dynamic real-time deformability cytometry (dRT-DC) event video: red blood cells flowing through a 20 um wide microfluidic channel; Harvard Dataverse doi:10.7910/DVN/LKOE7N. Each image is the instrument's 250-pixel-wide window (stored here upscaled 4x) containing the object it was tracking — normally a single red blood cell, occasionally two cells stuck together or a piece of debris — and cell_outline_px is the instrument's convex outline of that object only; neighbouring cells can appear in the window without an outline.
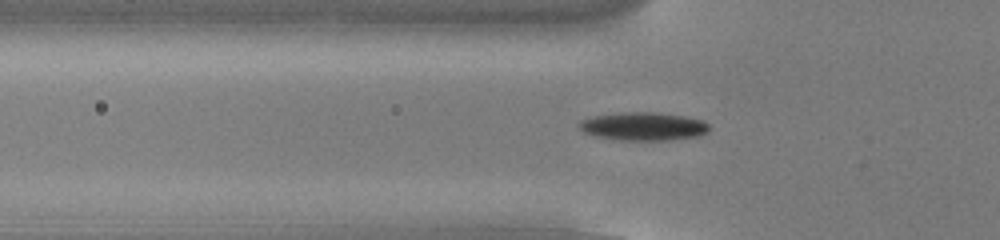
{"species": "common noctule bat (a hibernating species)", "species_latin": "Nyctalus noctula", "temperature_condition": "cold", "stored_images_in_passage": 51, "camera_frame_rate_fps": 3000, "um_per_image_px": 0.085, "animal": {"sex": "male", "body_mass_g": 13.0, "forearm_length_mm": 53.1}, "frame": {"image": 1, "passage_image": 19, "time_ms": 6.0, "image_size_px": [1000, 240], "cell_outline_px": [[708, 132], [700, 136], [668, 140], [620, 140], [596, 136], [584, 132], [580, 128], [580, 120], [596, 116], [624, 112], [656, 112], [684, 116], [704, 120], [708, 124]], "centroid_in_image_um": [54.74, 10.74], "position_along_channel_um": 71.1, "area_um2": 21.27}}
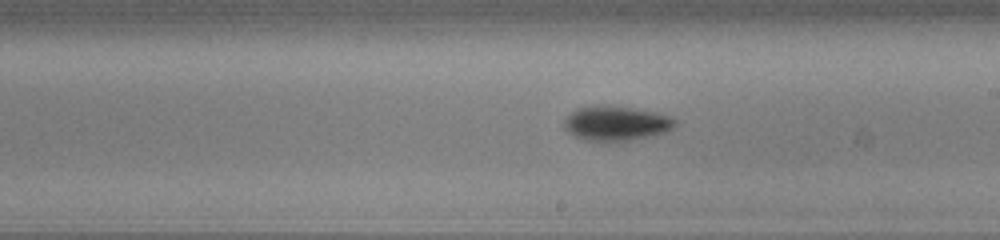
{"frame": {"image": 2, "passage_image": 32, "time_ms": 10.333, "image_size_px": [1000, 240], "cell_outline_px": [[676, 124], [668, 132], [656, 136], [608, 144], [588, 140], [576, 136], [568, 132], [564, 128], [564, 120], [572, 112], [580, 108], [632, 108], [656, 112], [668, 116], [676, 120]], "centroid_in_image_um": [52.44, 10.57], "position_along_channel_um": 236.6, "area_um2": 22.14}}
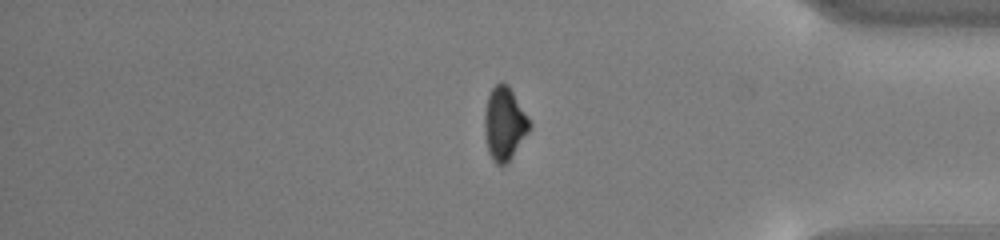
{"frame": {"image": 3, "passage_image": 46, "time_ms": 15.0, "image_size_px": [1000, 240], "cell_outline_px": [[532, 128], [508, 160], [504, 164], [496, 164], [492, 160], [488, 152], [484, 132], [484, 112], [488, 96], [492, 88], [500, 80], [508, 84], [532, 124]], "centroid_in_image_um": [42.86, 10.48], "position_along_channel_um": 392.3, "area_um2": 19.13}, "authors_computed_cell_mechanics": {"area_um2": 19.4786, "velocity_mm_per_s": 3.8212, "shape_relaxation_time_tau1_ms": 1.6, "shape_relaxation_time_tau2_ms": null, "deformation_change_tau1": 0.1349, "deformation_change_tau2": null}}